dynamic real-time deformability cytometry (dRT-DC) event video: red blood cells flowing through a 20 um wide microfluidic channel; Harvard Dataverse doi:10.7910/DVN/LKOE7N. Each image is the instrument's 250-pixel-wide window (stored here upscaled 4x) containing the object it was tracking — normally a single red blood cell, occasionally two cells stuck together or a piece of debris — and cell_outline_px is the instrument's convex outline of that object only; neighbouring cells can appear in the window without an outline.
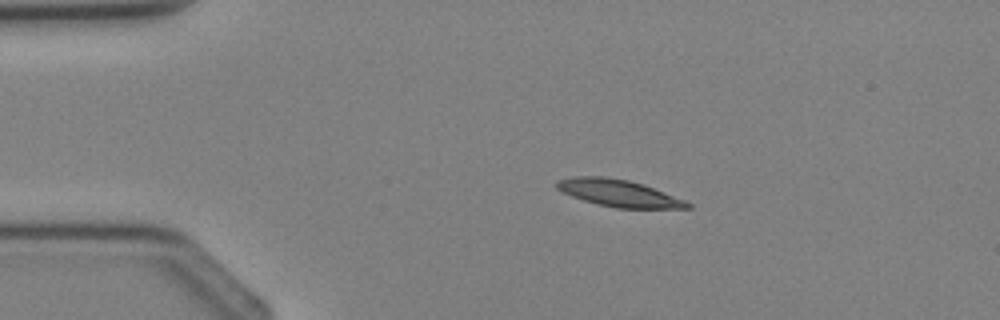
{"species": "Egyptian fruit bat (a non-hibernating species)", "species_latin": "Rousettus aegyptiacus", "temperature_condition": "cold", "stored_images_in_passage": 3, "camera_frame_rate_fps": 3000, "um_per_image_px": 0.085, "animal": {"sex": "female"}, "frame": {"image": 1, "passage_image": 2, "time_ms": 1.333, "image_size_px": [1000, 320], "cell_outline_px": [[692, 208], [616, 208], [596, 204], [572, 196], [556, 188], [556, 180], [576, 176], [604, 176], [628, 180], [644, 184], [684, 200], [692, 204]], "centroid_in_image_um": [52.58, 16.41], "position_along_channel_um": 32.4, "area_um2": 20.46}}